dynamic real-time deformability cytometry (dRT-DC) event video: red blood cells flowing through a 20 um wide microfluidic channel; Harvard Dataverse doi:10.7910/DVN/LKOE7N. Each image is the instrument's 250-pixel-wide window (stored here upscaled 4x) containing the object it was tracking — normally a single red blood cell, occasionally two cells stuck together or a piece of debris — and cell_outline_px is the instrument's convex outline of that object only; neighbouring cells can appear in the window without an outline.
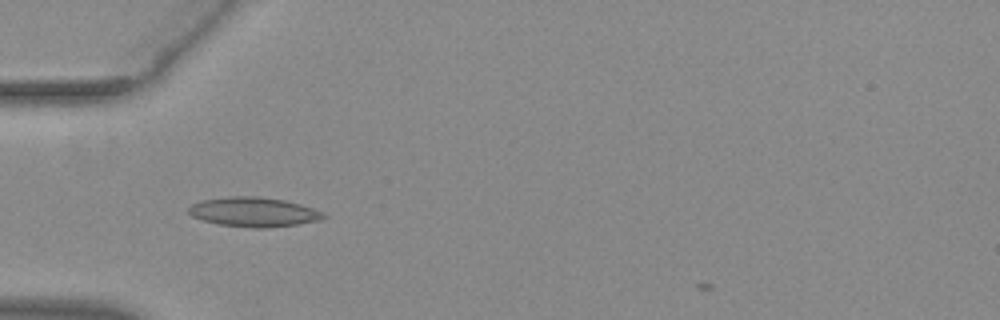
{"species": "common noctule bat (a hibernating species)", "species_latin": "Nyctalus noctula", "temperature_condition": "warm", "stored_images_in_passage": 34, "camera_frame_rate_fps": 3000, "um_per_image_px": 0.085, "animal": {"sex": "female", "body_mass_g": 29.2, "forearm_length_mm": 56.3}, "frame": {"image": 1, "passage_image": 1, "time_ms": 0.0, "image_size_px": [1000, 320], "cell_outline_px": [[328, 216], [320, 220], [296, 224], [268, 228], [252, 228], [220, 224], [204, 220], [192, 216], [188, 212], [188, 208], [192, 204], [204, 200], [228, 196], [256, 196], [284, 200], [300, 204], [324, 212]], "centroid_in_image_um": [21.59, 18.02], "position_along_channel_um": 63.4, "area_um2": 23.06}}
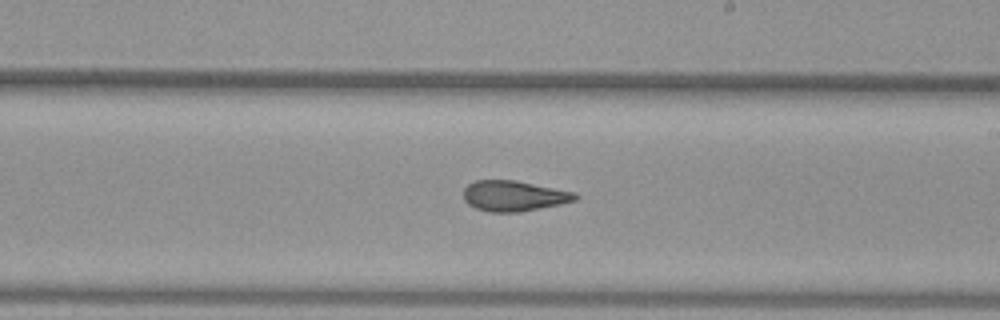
{"frame": {"image": 2, "passage_image": 15, "time_ms": 4.667, "image_size_px": [1000, 320], "cell_outline_px": [[580, 196], [576, 200], [560, 204], [520, 212], [488, 212], [476, 208], [468, 204], [464, 200], [464, 188], [468, 184], [476, 180], [516, 180], [576, 192]], "centroid_in_image_um": [43.69, 16.65], "position_along_channel_um": 245.3, "area_um2": 20.0}}
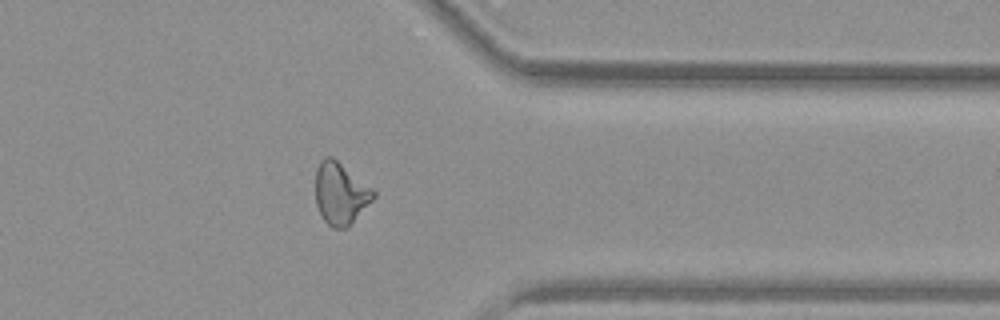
{"frame": {"image": 3, "passage_image": 26, "time_ms": 8.333, "image_size_px": [1000, 320], "cell_outline_px": [[376, 196], [348, 228], [332, 228], [320, 216], [316, 204], [316, 168], [320, 160], [324, 156], [332, 156], [372, 188], [376, 192]], "centroid_in_image_um": [28.93, 16.45], "position_along_channel_um": 382.5, "area_um2": 21.04}}